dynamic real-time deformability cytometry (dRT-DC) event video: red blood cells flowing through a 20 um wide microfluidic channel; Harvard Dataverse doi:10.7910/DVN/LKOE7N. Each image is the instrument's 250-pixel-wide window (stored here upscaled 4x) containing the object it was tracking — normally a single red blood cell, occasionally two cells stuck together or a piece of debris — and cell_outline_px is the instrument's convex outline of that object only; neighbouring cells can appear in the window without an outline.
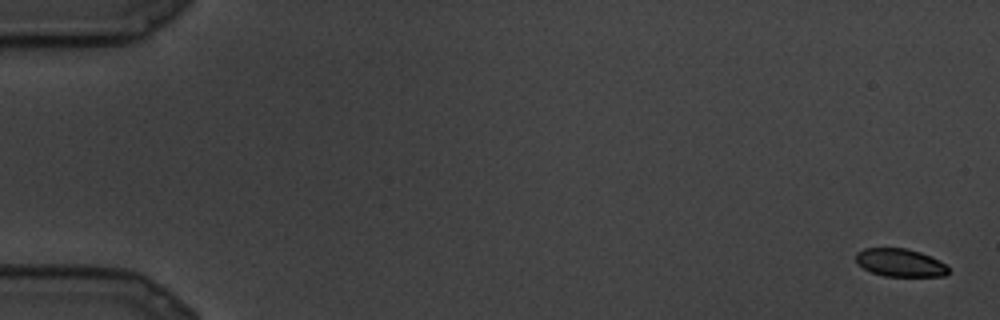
{"species": "common noctule bat (a hibernating species)", "species_latin": "Nyctalus noctula", "temperature_condition": "cold", "stored_images_in_passage": 11, "segment_of_instrument_passage": [1, 2], "camera_frame_rate_fps": 3000, "um_per_image_px": 0.085, "animal": {"sex": "male", "body_mass_g": 19.5, "forearm_length_mm": 54.6}, "frame": {"image": 1, "passage_image": 1, "time_ms": 0.0, "image_size_px": [1000, 320], "cell_outline_px": [[948, 272], [944, 276], [884, 276], [872, 272], [864, 268], [856, 260], [856, 252], [864, 248], [904, 248], [920, 252], [944, 264], [948, 268]], "centroid_in_image_um": [76.48, 22.32], "position_along_channel_um": 8.5, "area_um2": 14.74}}
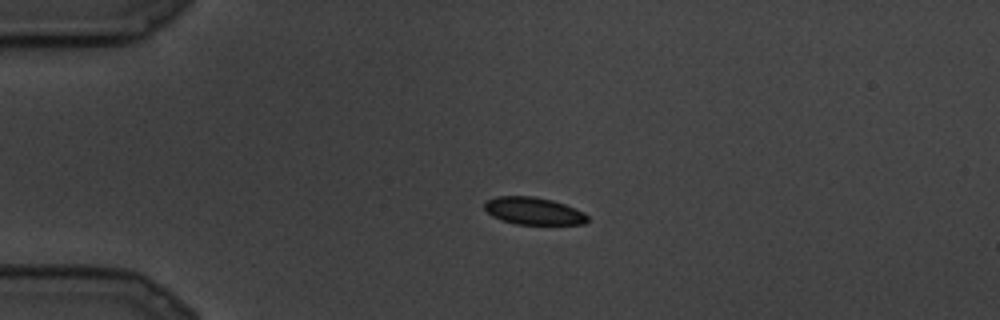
{"frame": {"image": 2, "passage_image": 7, "time_ms": 2.0, "image_size_px": [1000, 320], "cell_outline_px": [[588, 220], [584, 224], [516, 224], [500, 220], [492, 216], [484, 208], [484, 204], [488, 200], [496, 196], [532, 196], [552, 200], [564, 204], [584, 212], [588, 216]], "centroid_in_image_um": [45.34, 17.93], "position_along_channel_um": 39.7, "area_um2": 16.36}}
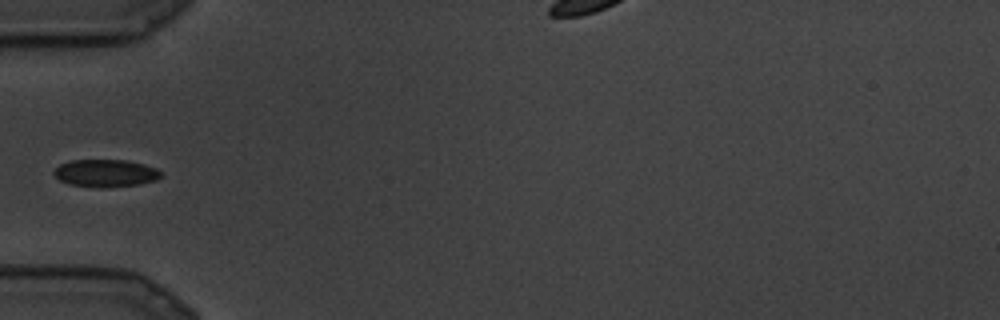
{"frame": {"image": 3, "passage_image": 9, "time_ms": 2.667, "image_size_px": [1000, 320], "cell_outline_px": [[160, 176], [156, 180], [140, 184], [100, 188], [68, 184], [60, 180], [52, 172], [60, 164], [72, 160], [128, 160], [144, 164], [156, 168], [160, 172]], "centroid_in_image_um": [8.96, 14.72], "position_along_channel_um": 76.0, "area_um2": 17.11}}